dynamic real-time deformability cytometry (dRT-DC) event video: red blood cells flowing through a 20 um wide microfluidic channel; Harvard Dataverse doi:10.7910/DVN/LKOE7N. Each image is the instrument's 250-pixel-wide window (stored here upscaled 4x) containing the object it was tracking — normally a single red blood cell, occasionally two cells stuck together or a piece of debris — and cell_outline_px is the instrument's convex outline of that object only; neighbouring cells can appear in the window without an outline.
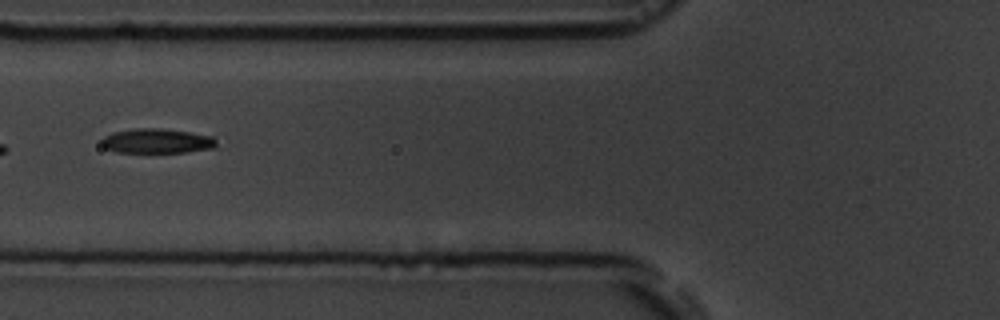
{"species": "common noctule bat (a hibernating species)", "species_latin": "Nyctalus noctula", "temperature_condition": "room temperature", "stored_images_in_passage": 10, "camera_frame_rate_fps": 3000, "um_per_image_px": 0.085, "animal": {"sex": "male", "body_mass_g": 19.5, "forearm_length_mm": 54.6}, "frame": {"image": 1, "passage_image": 7, "time_ms": 6.667, "image_size_px": [1000, 320], "cell_outline_px": [[216, 148], [188, 152], [116, 152], [104, 148], [100, 144], [100, 140], [104, 136], [112, 132], [136, 128], [160, 128], [188, 132], [212, 136], [216, 140]], "centroid_in_image_um": [13.31, 11.98], "position_along_channel_um": 112.5, "area_um2": 16.65}}
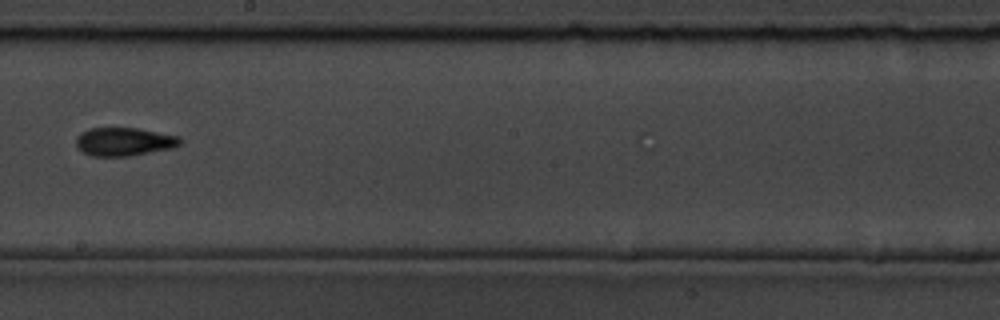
{"frame": {"image": 2, "passage_image": 10, "time_ms": 10.0, "image_size_px": [1000, 320], "cell_outline_px": [[184, 140], [180, 144], [172, 148], [128, 156], [92, 156], [76, 148], [76, 136], [80, 132], [88, 128], [136, 128], [180, 136]], "centroid_in_image_um": [10.53, 12.03], "position_along_channel_um": 237.7, "area_um2": 17.28}}